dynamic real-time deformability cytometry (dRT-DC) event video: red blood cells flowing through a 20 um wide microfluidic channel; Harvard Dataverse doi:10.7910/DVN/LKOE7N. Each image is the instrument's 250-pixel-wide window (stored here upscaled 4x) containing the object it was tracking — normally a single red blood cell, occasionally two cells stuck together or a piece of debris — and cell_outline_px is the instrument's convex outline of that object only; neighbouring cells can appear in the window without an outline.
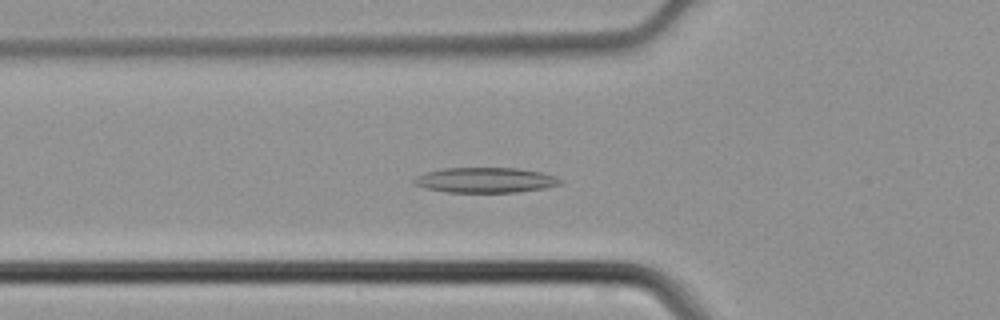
{"species": "common noctule bat (a hibernating species)", "species_latin": "Nyctalus noctula", "temperature_condition": "cold", "stored_images_in_passage": 44, "camera_frame_rate_fps": 3000, "um_per_image_px": 0.085, "animal": {"sex": "male", "body_mass_g": 21.5, "forearm_length_mm": 52.0}, "frame": {"image": 1, "passage_image": 15, "time_ms": 4.667, "image_size_px": [1000, 320], "cell_outline_px": [[564, 180], [560, 184], [544, 188], [516, 192], [448, 192], [424, 188], [412, 184], [412, 180], [416, 176], [428, 172], [444, 168], [516, 168], [540, 172], [556, 176]], "centroid_in_image_um": [41.24, 15.31], "position_along_channel_um": 84.6, "area_um2": 21.44}}
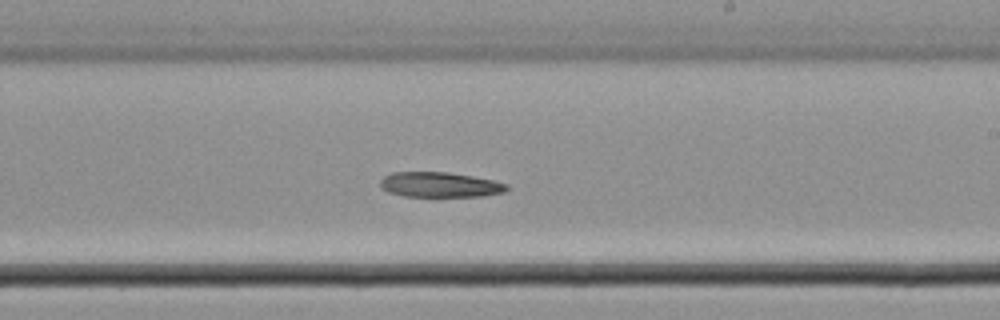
{"frame": {"image": 2, "passage_image": 26, "time_ms": 8.333, "image_size_px": [1000, 320], "cell_outline_px": [[508, 188], [504, 192], [484, 196], [404, 196], [388, 192], [380, 188], [380, 180], [384, 176], [392, 172], [448, 172], [472, 176], [492, 180], [508, 184]], "centroid_in_image_um": [37.36, 15.7], "position_along_channel_um": 251.6, "area_um2": 18.5}}
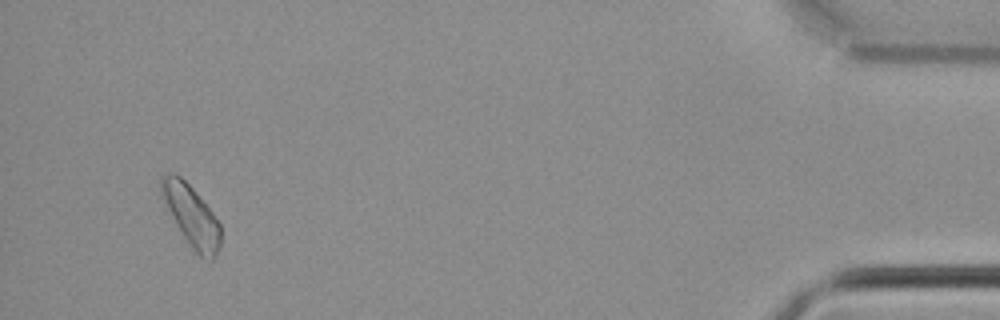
{"frame": {"image": 3, "passage_image": 42, "time_ms": 13.667, "image_size_px": [1000, 320], "cell_outline_px": [[220, 248], [212, 260], [200, 256], [192, 248], [176, 224], [160, 196], [160, 176], [168, 172], [172, 172], [180, 176], [192, 188], [212, 212], [220, 224]], "centroid_in_image_um": [16.23, 18.3], "position_along_channel_um": 419.0, "area_um2": 20.81}}